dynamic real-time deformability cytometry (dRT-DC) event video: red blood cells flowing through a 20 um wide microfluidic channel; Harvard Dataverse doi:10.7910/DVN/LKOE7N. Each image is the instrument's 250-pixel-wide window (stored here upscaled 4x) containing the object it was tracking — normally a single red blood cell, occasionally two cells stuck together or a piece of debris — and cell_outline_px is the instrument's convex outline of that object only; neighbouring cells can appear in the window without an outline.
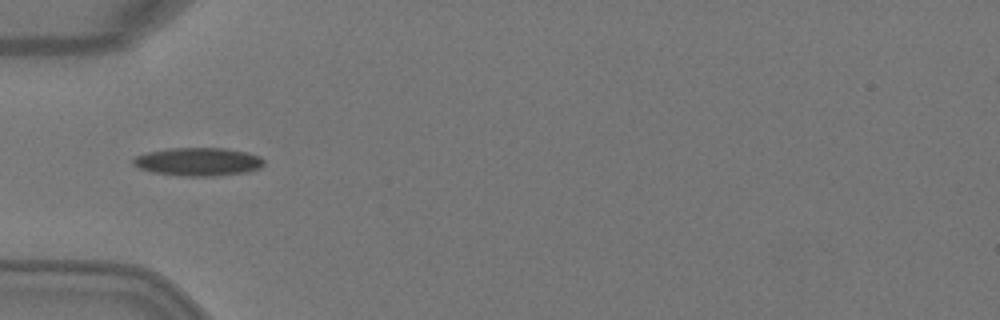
{"species": "Egyptian fruit bat (a non-hibernating species)", "species_latin": "Rousettus aegyptiacus", "temperature_condition": "warm", "stored_images_in_passage": 5, "camera_frame_rate_fps": 3000, "um_per_image_px": 0.085, "animal": {"sex": "female"}, "frame": {"image": 1, "passage_image": 4, "time_ms": 1.0, "image_size_px": [1000, 320], "cell_outline_px": [[264, 164], [260, 168], [244, 172], [216, 176], [184, 176], [152, 172], [140, 168], [132, 164], [132, 160], [136, 156], [148, 152], [168, 148], [224, 148], [248, 152], [260, 156], [264, 160]], "centroid_in_image_um": [16.85, 13.74], "position_along_channel_um": 68.1, "area_um2": 21.5}}